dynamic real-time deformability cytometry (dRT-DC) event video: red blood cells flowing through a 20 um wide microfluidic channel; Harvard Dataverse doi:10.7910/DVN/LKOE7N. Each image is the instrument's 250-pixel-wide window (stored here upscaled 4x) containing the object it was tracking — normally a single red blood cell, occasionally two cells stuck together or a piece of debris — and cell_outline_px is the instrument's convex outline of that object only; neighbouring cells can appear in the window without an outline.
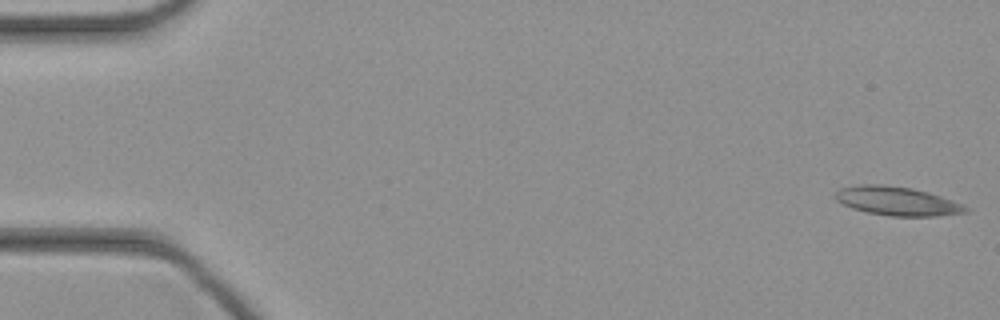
{"species": "common noctule bat (a hibernating species)", "species_latin": "Nyctalus noctula", "temperature_condition": "cold", "stored_images_in_passage": 45, "camera_frame_rate_fps": 3000, "um_per_image_px": 0.085, "animal": {"sex": "female", "body_mass_g": 21.9}, "frame": {"image": 1, "passage_image": 1, "time_ms": 0.0, "image_size_px": [1000, 320], "cell_outline_px": [[972, 208], [968, 212], [936, 216], [888, 216], [868, 212], [852, 208], [836, 200], [836, 192], [840, 188], [864, 184], [880, 184], [912, 188], [928, 192], [964, 204]], "centroid_in_image_um": [76.31, 17.1], "position_along_channel_um": 8.7, "area_um2": 21.85}}
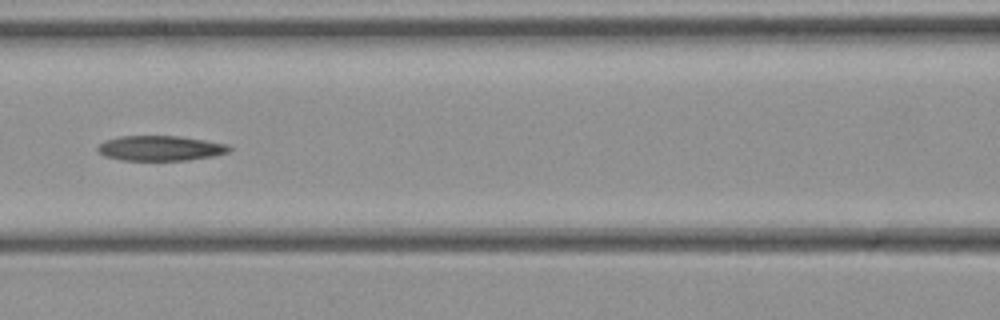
{"frame": {"image": 2, "passage_image": 20, "time_ms": 6.333, "image_size_px": [1000, 320], "cell_outline_px": [[232, 148], [228, 152], [212, 156], [188, 160], [120, 160], [104, 156], [96, 148], [104, 140], [120, 136], [180, 136], [228, 144]], "centroid_in_image_um": [13.62, 12.59], "position_along_channel_um": 153.0, "area_um2": 19.19}}
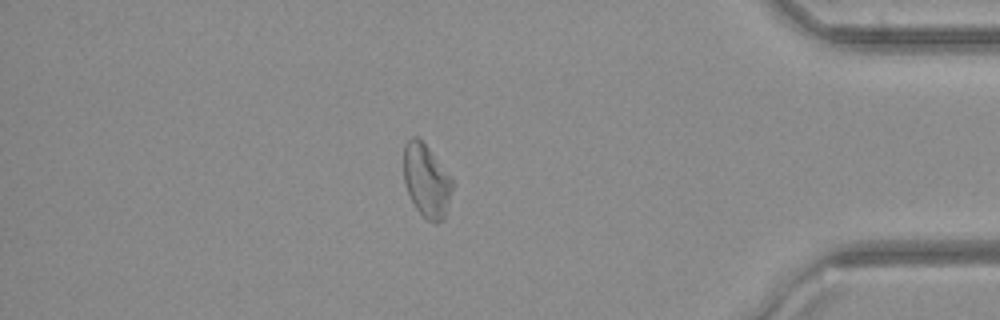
{"frame": {"image": 3, "passage_image": 39, "time_ms": 12.667, "image_size_px": [1000, 320], "cell_outline_px": [[452, 188], [444, 220], [436, 224], [428, 220], [416, 208], [404, 184], [404, 144], [412, 136], [416, 136], [428, 148], [452, 176]], "centroid_in_image_um": [36.25, 15.36], "position_along_channel_um": 398.9, "area_um2": 20.58}}